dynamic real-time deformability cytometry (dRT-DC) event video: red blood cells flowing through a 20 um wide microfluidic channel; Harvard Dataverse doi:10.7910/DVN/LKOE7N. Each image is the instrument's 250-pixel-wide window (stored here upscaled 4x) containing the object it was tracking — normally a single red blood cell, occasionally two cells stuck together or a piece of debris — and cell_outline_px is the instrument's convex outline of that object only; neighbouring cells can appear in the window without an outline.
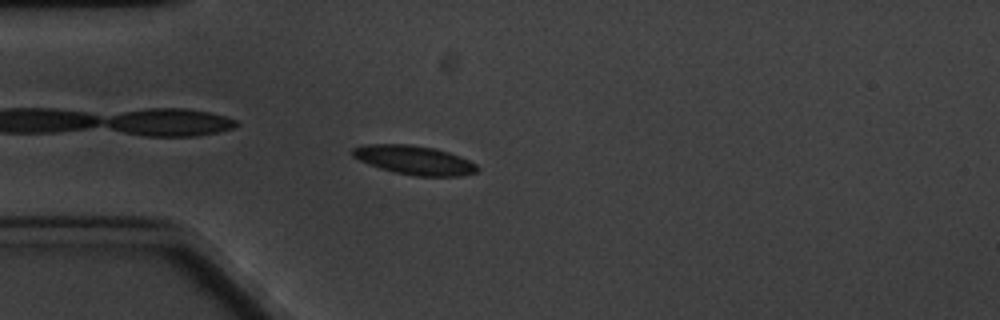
{"species": "common noctule bat (a hibernating species)", "species_latin": "Nyctalus noctula", "temperature_condition": "cold", "stored_images_in_passage": 8, "camera_frame_rate_fps": 3000, "um_per_image_px": 0.085, "animal": {"sex": "male", "body_mass_g": 20.1, "forearm_length_mm": 53.5}, "frame": {"image": 1, "passage_image": 3, "time_ms": 3.333, "image_size_px": [1000, 320], "cell_outline_px": [[480, 168], [476, 172], [460, 176], [416, 176], [392, 172], [368, 164], [352, 156], [352, 148], [364, 144], [412, 144], [436, 148], [460, 156], [476, 164]], "centroid_in_image_um": [35.21, 13.6], "position_along_channel_um": 49.8, "area_um2": 21.21}}